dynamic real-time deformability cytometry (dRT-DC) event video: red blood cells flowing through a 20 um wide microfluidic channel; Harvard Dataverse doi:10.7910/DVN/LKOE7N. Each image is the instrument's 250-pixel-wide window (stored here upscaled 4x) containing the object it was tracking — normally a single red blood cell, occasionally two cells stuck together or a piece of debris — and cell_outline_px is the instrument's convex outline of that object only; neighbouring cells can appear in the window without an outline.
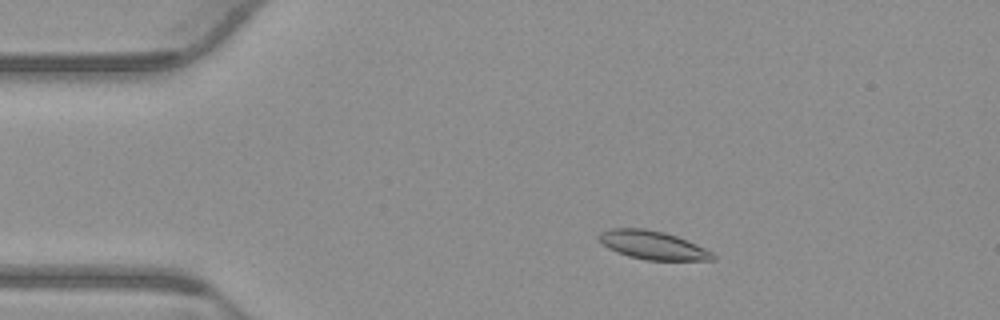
{"species": "common noctule bat (a hibernating species)", "species_latin": "Nyctalus noctula", "temperature_condition": "warm", "stored_images_in_passage": 52, "camera_frame_rate_fps": 3000, "um_per_image_px": 0.085, "animal": {"sex": "male", "body_mass_g": 23.1, "forearm_length_mm": 52.7}, "frame": {"image": 1, "passage_image": 8, "time_ms": 2.333, "image_size_px": [1000, 320], "cell_outline_px": [[716, 260], [644, 260], [628, 256], [616, 252], [608, 248], [596, 240], [596, 236], [600, 232], [612, 228], [644, 228], [664, 232], [676, 236], [696, 244], [712, 252], [716, 256]], "centroid_in_image_um": [55.43, 20.83], "position_along_channel_um": 29.6, "area_um2": 19.07}}
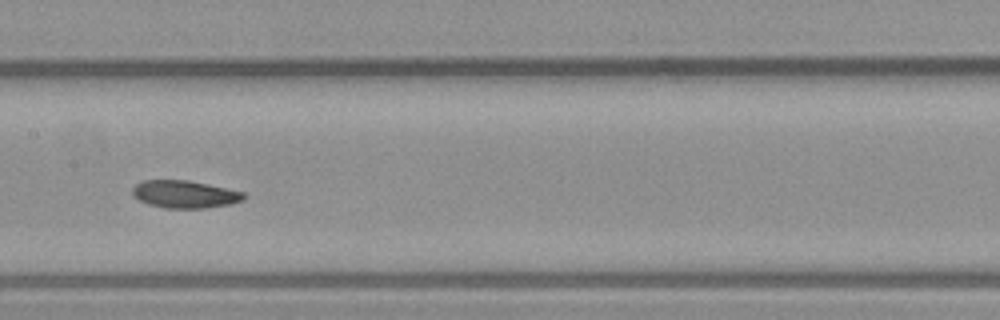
{"frame": {"image": 2, "passage_image": 25, "time_ms": 8.0, "image_size_px": [1000, 320], "cell_outline_px": [[244, 200], [232, 204], [204, 208], [164, 208], [148, 204], [140, 200], [132, 192], [132, 188], [136, 184], [144, 180], [188, 180], [208, 184], [244, 192]], "centroid_in_image_um": [15.72, 16.51], "position_along_channel_um": 191.7, "area_um2": 17.8}}
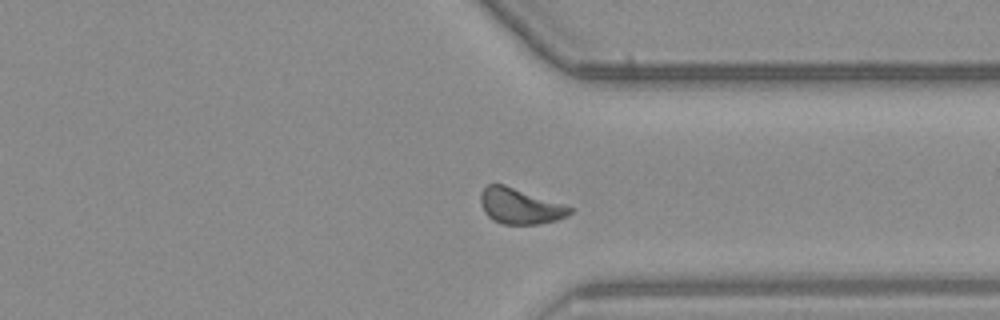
{"frame": {"image": 3, "passage_image": 39, "time_ms": 12.667, "image_size_px": [1000, 320], "cell_outline_px": [[572, 212], [568, 216], [556, 220], [540, 224], [504, 224], [492, 220], [484, 212], [480, 204], [480, 192], [488, 184], [504, 184], [572, 208]], "centroid_in_image_um": [44.15, 17.53], "position_along_channel_um": 367.3, "area_um2": 18.32}, "authors_computed_cell_mechanics": {"area_um2": 18.3804, "velocity_mm_per_s": 3.7878, "shape_relaxation_time_tau1_ms": 6.8936, "shape_relaxation_time_tau2_ms": null, "deformation_change_tau1": 0.1516, "deformation_change_tau2": null}}